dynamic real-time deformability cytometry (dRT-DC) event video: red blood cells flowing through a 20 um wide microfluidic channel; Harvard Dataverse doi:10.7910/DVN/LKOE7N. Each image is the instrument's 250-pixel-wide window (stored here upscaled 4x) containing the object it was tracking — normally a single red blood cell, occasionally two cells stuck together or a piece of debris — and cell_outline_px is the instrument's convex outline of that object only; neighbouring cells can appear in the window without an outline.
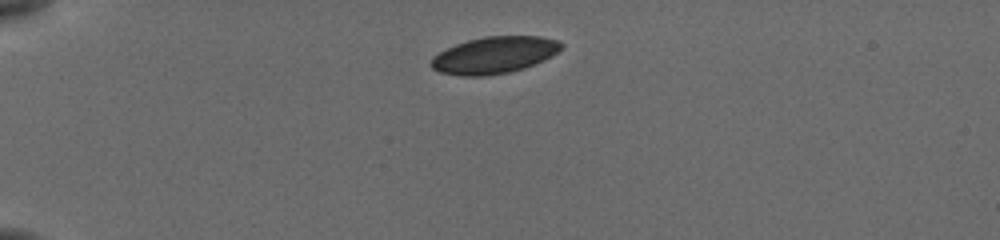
{"species": "common noctule bat (a hibernating species)", "species_latin": "Nyctalus noctula", "temperature_condition": "cold", "stored_images_in_passage": 44, "camera_frame_rate_fps": 3000, "um_per_image_px": 0.085, "animal": {"sex": "female", "body_mass_g": 19.5, "forearm_length_mm": 54.1}, "frame": {"image": 1, "passage_image": 1, "time_ms": 0.0, "image_size_px": [1000, 240], "cell_outline_px": [[564, 44], [552, 56], [544, 60], [524, 68], [508, 72], [488, 76], [460, 76], [440, 72], [432, 68], [432, 56], [456, 44], [468, 40], [484, 36], [540, 36], [556, 40]], "centroid_in_image_um": [42.01, 4.68], "position_along_channel_um": 43.0, "area_um2": 27.74}}
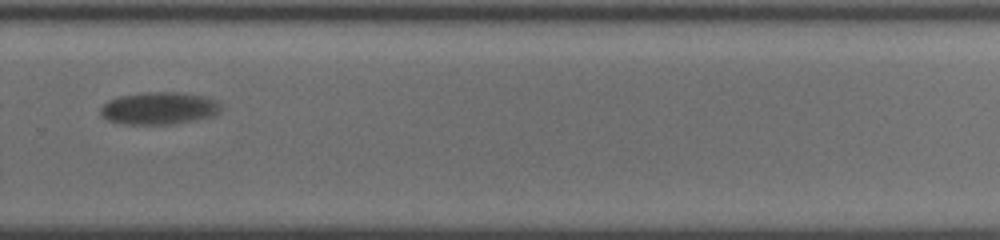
{"frame": {"image": 2, "passage_image": 28, "time_ms": 9.0, "image_size_px": [1000, 240], "cell_outline_px": [[220, 112], [212, 116], [192, 120], [168, 124], [124, 124], [108, 120], [100, 116], [100, 108], [108, 100], [120, 96], [144, 92], [180, 92], [204, 96], [216, 100], [220, 104]], "centroid_in_image_um": [13.49, 9.19], "position_along_channel_um": 316.3, "area_um2": 22.66}}
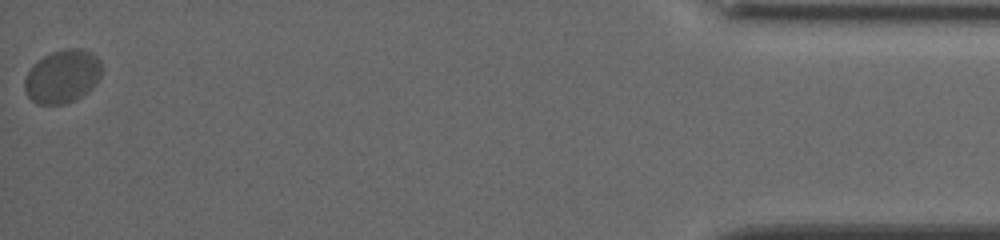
{"frame": {"image": 3, "passage_image": 44, "time_ms": 14.333, "image_size_px": [1000, 240], "cell_outline_px": [[100, 76], [96, 84], [88, 92], [76, 100], [64, 104], [36, 104], [24, 92], [24, 80], [28, 72], [44, 56], [52, 52], [64, 48], [80, 48], [92, 52], [100, 60]], "centroid_in_image_um": [5.32, 6.51], "position_along_channel_um": 429.9, "area_um2": 23.93}}